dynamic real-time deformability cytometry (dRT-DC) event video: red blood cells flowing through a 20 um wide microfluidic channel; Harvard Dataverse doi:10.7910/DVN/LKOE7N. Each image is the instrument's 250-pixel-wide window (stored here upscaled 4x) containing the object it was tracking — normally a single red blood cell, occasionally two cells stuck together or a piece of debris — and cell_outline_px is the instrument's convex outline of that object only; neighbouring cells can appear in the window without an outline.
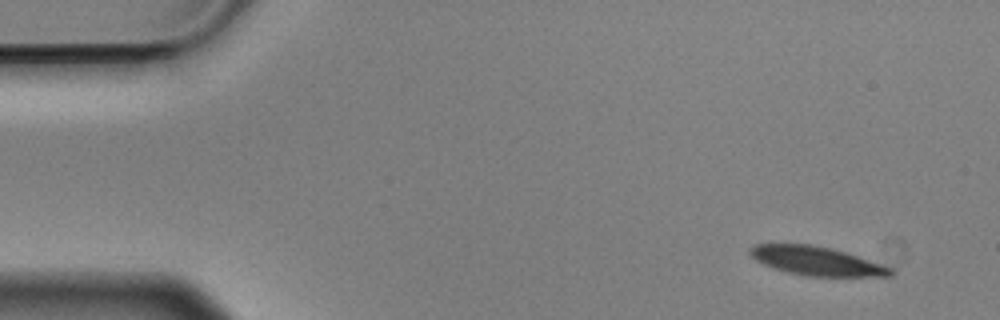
{"species": "Egyptian fruit bat (a non-hibernating species)", "species_latin": "Rousettus aegyptiacus", "temperature_condition": "cold", "stored_images_in_passage": 53, "camera_frame_rate_fps": 3000, "um_per_image_px": 0.085, "animal": {"sex": "male"}, "frame": {"image": 1, "passage_image": 1, "time_ms": 0.0, "image_size_px": [1000, 320], "cell_outline_px": [[896, 272], [892, 276], [808, 276], [788, 272], [772, 268], [756, 260], [748, 252], [748, 248], [756, 244], [812, 244], [832, 248], [892, 268]], "centroid_in_image_um": [69.37, 22.18], "position_along_channel_um": 15.6, "area_um2": 23.41}}
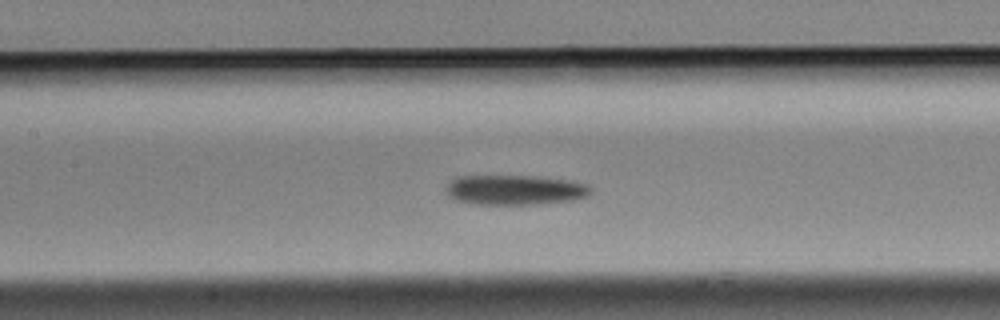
{"frame": {"image": 2, "passage_image": 22, "time_ms": 7.0, "image_size_px": [1000, 320], "cell_outline_px": [[592, 192], [588, 196], [572, 200], [540, 204], [472, 204], [456, 200], [448, 196], [444, 188], [452, 180], [460, 176], [540, 176], [572, 180], [588, 184], [592, 188]], "centroid_in_image_um": [43.8, 16.14], "position_along_channel_um": 163.6, "area_um2": 25.55}}
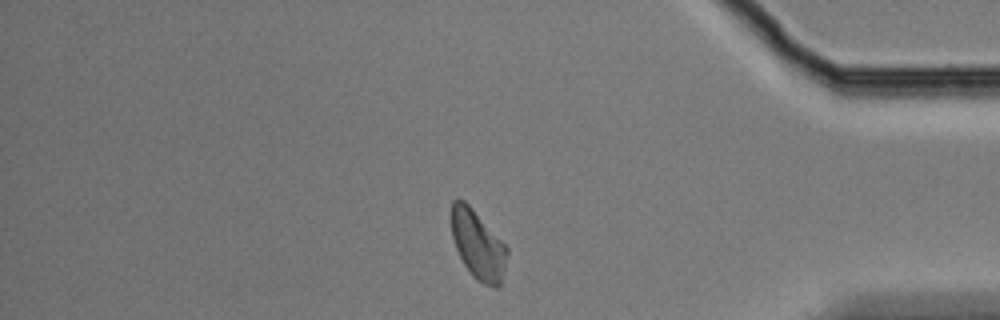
{"frame": {"image": 3, "passage_image": 44, "time_ms": 14.333, "image_size_px": [1000, 320], "cell_outline_px": [[508, 252], [500, 288], [492, 288], [476, 280], [472, 276], [464, 264], [456, 248], [452, 236], [452, 200], [464, 200], [472, 208], [508, 248]], "centroid_in_image_um": [40.64, 20.86], "position_along_channel_um": 394.6, "area_um2": 22.08}}